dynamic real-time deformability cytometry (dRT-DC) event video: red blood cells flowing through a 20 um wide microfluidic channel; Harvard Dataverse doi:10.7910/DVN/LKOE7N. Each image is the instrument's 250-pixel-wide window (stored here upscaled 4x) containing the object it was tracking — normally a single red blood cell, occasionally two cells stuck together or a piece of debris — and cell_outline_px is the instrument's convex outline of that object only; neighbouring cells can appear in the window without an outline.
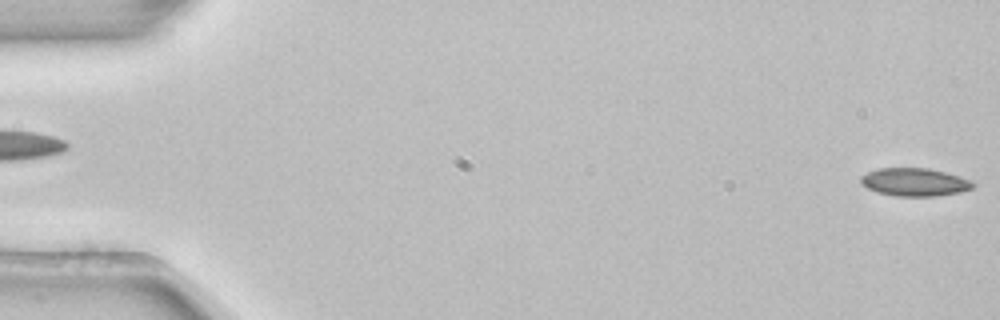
{"species": "common noctule bat (a hibernating species)", "species_latin": "Nyctalus noctula", "temperature_condition": "room temperature", "stored_images_in_passage": 5, "segment_of_instrument_passage": [2, 2], "camera_frame_rate_fps": 3000, "um_per_image_px": 0.085, "animal": {"sex": "female", "body_mass_g": 22.7, "forearm_length_mm": 54.2}, "frame": {"image": 1, "passage_image": 5, "time_ms": 1.333, "image_size_px": [1000, 320], "cell_outline_px": [[976, 184], [972, 188], [960, 192], [936, 196], [896, 196], [876, 192], [868, 188], [860, 180], [860, 176], [876, 168], [928, 168], [944, 172], [972, 180]], "centroid_in_image_um": [77.75, 15.48], "position_along_channel_um": 7.3, "area_um2": 18.26}}